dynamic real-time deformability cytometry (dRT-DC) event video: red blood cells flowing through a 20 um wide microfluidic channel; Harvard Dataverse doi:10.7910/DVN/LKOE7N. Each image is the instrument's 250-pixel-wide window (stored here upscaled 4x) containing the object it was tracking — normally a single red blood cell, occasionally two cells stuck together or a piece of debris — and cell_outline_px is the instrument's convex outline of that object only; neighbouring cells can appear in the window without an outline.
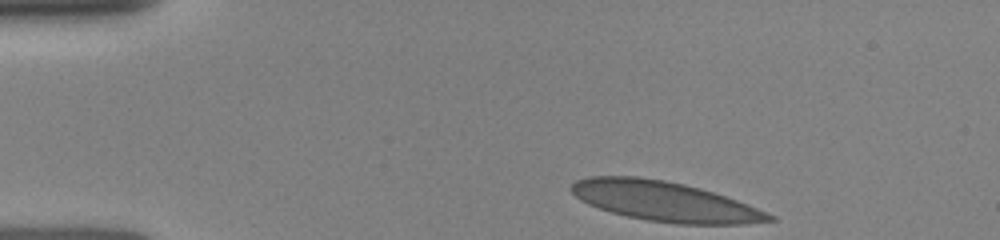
{"species": "human", "species_latin": "Homo sapiens", "temperature_condition": "room temperature", "stored_images_in_passage": 12, "camera_frame_rate_fps": 3000, "um_per_image_px": 0.085, "donor": {"sex": "female"}, "frame": {"image": 1, "passage_image": 1, "time_ms": 0.0, "image_size_px": [1000, 240], "cell_outline_px": [[776, 220], [740, 224], [676, 224], [648, 220], [628, 216], [612, 212], [588, 204], [576, 196], [572, 192], [572, 184], [576, 180], [592, 176], [636, 176], [664, 180], [700, 188], [736, 200], [776, 216]], "centroid_in_image_um": [56.5, 17.11], "position_along_channel_um": 28.5, "area_um2": 45.26}}
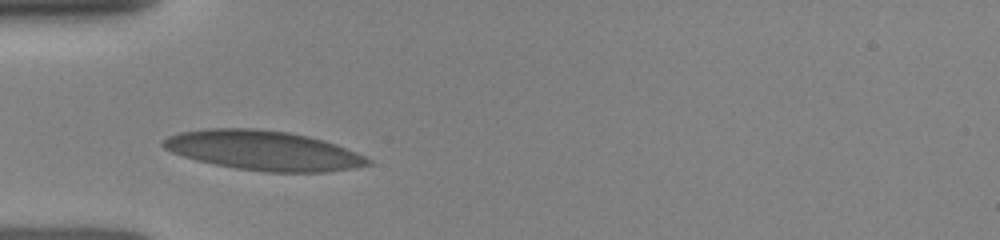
{"frame": {"image": 2, "passage_image": 11, "time_ms": 2.333, "image_size_px": [1000, 240], "cell_outline_px": [[372, 164], [356, 168], [328, 172], [268, 172], [236, 168], [196, 160], [172, 152], [164, 148], [160, 144], [160, 140], [168, 136], [180, 132], [204, 128], [256, 128], [288, 132], [308, 136], [324, 140], [336, 144], [356, 152], [372, 160]], "centroid_in_image_um": [22.39, 12.78], "position_along_channel_um": 62.6, "area_um2": 47.45}}